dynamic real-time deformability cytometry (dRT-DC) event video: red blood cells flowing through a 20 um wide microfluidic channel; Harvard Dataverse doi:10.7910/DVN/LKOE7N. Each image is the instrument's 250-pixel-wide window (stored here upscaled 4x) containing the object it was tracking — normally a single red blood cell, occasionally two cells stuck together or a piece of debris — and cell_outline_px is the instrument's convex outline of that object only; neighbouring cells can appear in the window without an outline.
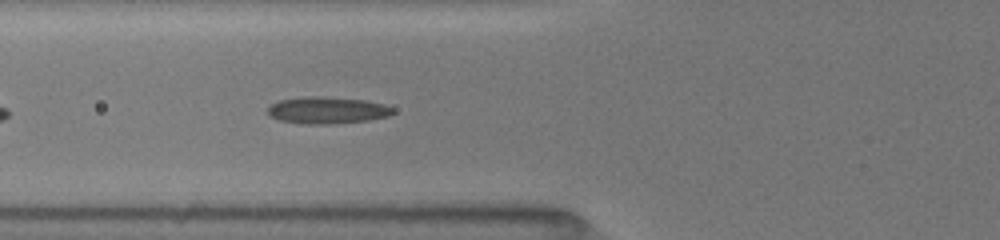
{"species": "common noctule bat (a hibernating species)", "species_latin": "Nyctalus noctula", "temperature_condition": "room temperature", "stored_images_in_passage": 21, "camera_frame_rate_fps": 3000, "um_per_image_px": 0.085, "animal": {"sex": "female", "body_mass_g": 19.5, "forearm_length_mm": 54.1}, "frame": {"image": 1, "passage_image": 15, "time_ms": 6.333, "image_size_px": [1000, 240], "cell_outline_px": [[396, 112], [388, 116], [368, 120], [332, 124], [304, 124], [280, 120], [268, 116], [268, 108], [272, 104], [280, 100], [308, 96], [320, 96], [364, 100], [384, 104], [392, 108]], "centroid_in_image_um": [27.81, 9.37], "position_along_channel_um": 98.0, "area_um2": 19.54}}
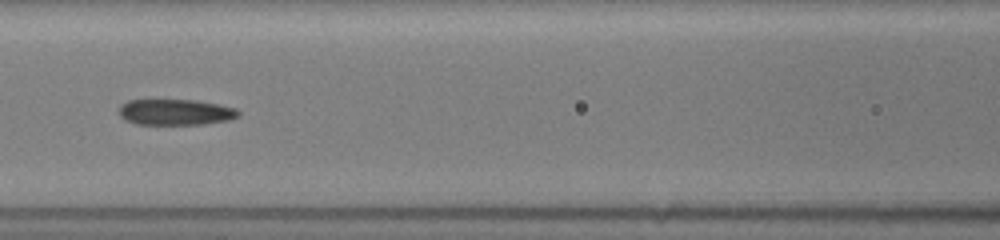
{"frame": {"image": 2, "passage_image": 18, "time_ms": 7.667, "image_size_px": [1000, 240], "cell_outline_px": [[240, 116], [228, 120], [204, 124], [136, 124], [124, 120], [120, 116], [120, 104], [128, 100], [196, 100], [236, 108], [240, 112]], "centroid_in_image_um": [14.91, 9.53], "position_along_channel_um": 151.7, "area_um2": 18.03}}